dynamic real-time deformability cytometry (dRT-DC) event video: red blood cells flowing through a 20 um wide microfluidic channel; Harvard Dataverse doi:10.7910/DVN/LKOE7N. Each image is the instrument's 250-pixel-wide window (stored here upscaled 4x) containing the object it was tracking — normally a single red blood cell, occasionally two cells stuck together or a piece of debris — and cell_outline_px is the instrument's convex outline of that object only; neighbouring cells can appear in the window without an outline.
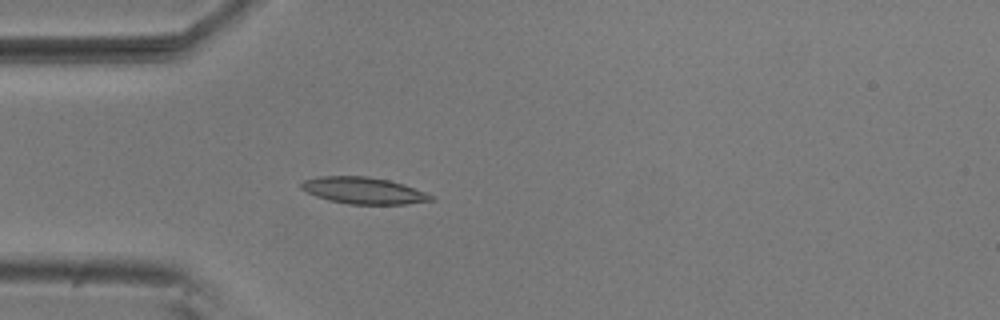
{"species": "common noctule bat (a hibernating species)", "species_latin": "Nyctalus noctula", "temperature_condition": "room temperature", "stored_images_in_passage": 3, "camera_frame_rate_fps": 3000, "um_per_image_px": 0.085, "animal": {"sex": "male", "body_mass_g": 20.5, "forearm_length_mm": 52.5}, "frame": {"image": 1, "passage_image": 3, "time_ms": 0.667, "image_size_px": [1000, 320], "cell_outline_px": [[436, 200], [404, 204], [348, 204], [328, 200], [316, 196], [300, 188], [300, 184], [304, 180], [320, 176], [368, 176], [388, 180], [404, 184], [424, 192], [432, 196]], "centroid_in_image_um": [30.88, 16.19], "position_along_channel_um": 54.1, "area_um2": 20.06}}